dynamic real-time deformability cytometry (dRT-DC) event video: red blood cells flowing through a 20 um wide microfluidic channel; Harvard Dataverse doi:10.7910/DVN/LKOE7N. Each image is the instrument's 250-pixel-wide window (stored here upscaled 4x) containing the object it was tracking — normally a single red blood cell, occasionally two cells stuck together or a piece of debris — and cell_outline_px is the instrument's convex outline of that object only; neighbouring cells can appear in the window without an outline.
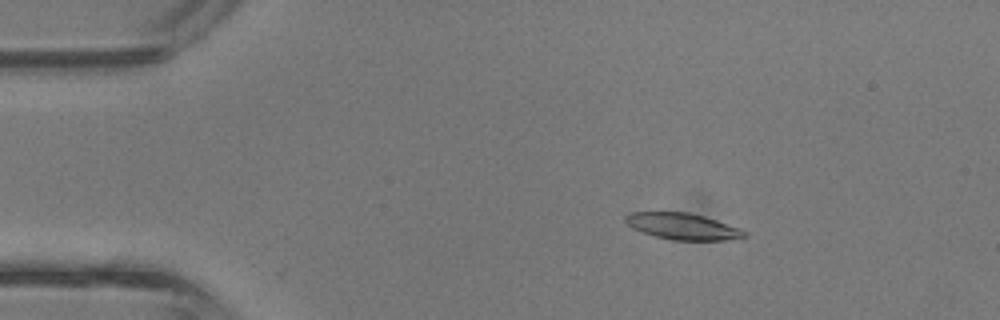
{"species": "common noctule bat (a hibernating species)", "species_latin": "Nyctalus noctula", "temperature_condition": "room temperature", "stored_images_in_passage": 42, "camera_frame_rate_fps": 3000, "um_per_image_px": 0.085, "animal": {"sex": "male", "body_mass_g": 13.3}, "frame": {"image": 1, "passage_image": 7, "time_ms": 2.0, "image_size_px": [1000, 320], "cell_outline_px": [[748, 236], [740, 240], [672, 240], [640, 232], [632, 228], [624, 220], [624, 216], [632, 212], [688, 212], [704, 216], [740, 228], [748, 232]], "centroid_in_image_um": [58.08, 19.25], "position_along_channel_um": 26.9, "area_um2": 18.55}}
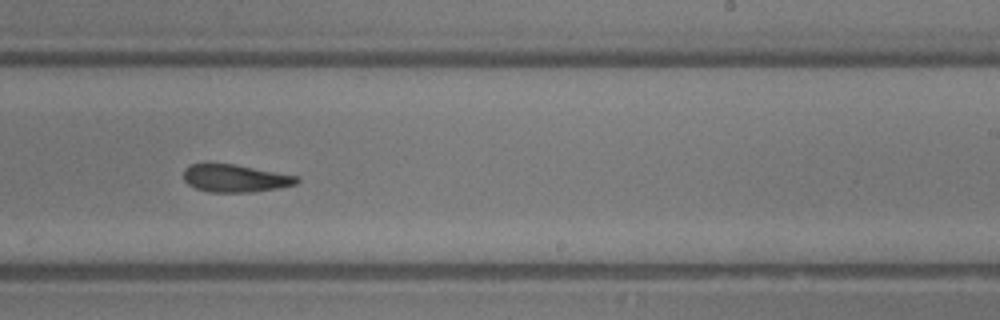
{"frame": {"image": 2, "passage_image": 26, "time_ms": 8.333, "image_size_px": [1000, 320], "cell_outline_px": [[300, 180], [296, 184], [280, 188], [248, 192], [208, 192], [196, 188], [188, 184], [184, 180], [184, 168], [192, 164], [204, 160], [208, 160], [236, 164], [296, 176]], "centroid_in_image_um": [19.91, 15.11], "position_along_channel_um": 269.1, "area_um2": 18.79}}
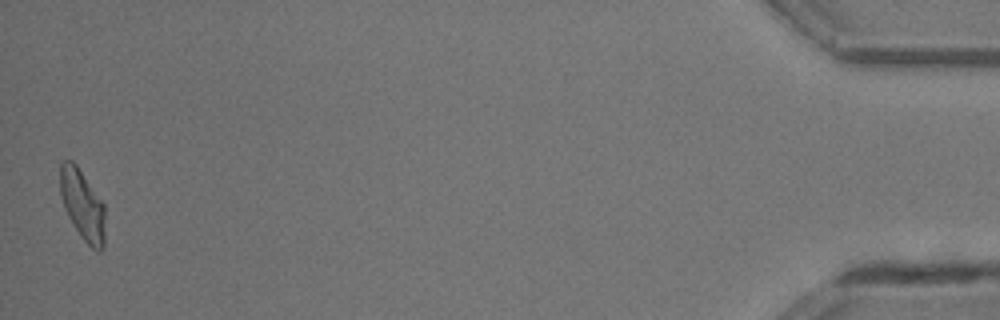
{"frame": {"image": 3, "passage_image": 42, "time_ms": 13.667, "image_size_px": [1000, 320], "cell_outline_px": [[104, 248], [100, 252], [96, 252], [80, 236], [72, 224], [64, 208], [60, 196], [60, 164], [64, 160], [72, 160], [76, 164], [104, 204]], "centroid_in_image_um": [7.0, 17.44], "position_along_channel_um": 428.2, "area_um2": 18.5}, "authors_computed_cell_mechanics": {"area_um2": 18.9006, "velocity_mm_per_s": 4.8235, "shape_relaxation_time_tau1_ms": 5.1677, "shape_relaxation_time_tau2_ms": 4.0452, "deformation_change_tau1": 0.1728, "deformation_change_tau2": 0.1548}}